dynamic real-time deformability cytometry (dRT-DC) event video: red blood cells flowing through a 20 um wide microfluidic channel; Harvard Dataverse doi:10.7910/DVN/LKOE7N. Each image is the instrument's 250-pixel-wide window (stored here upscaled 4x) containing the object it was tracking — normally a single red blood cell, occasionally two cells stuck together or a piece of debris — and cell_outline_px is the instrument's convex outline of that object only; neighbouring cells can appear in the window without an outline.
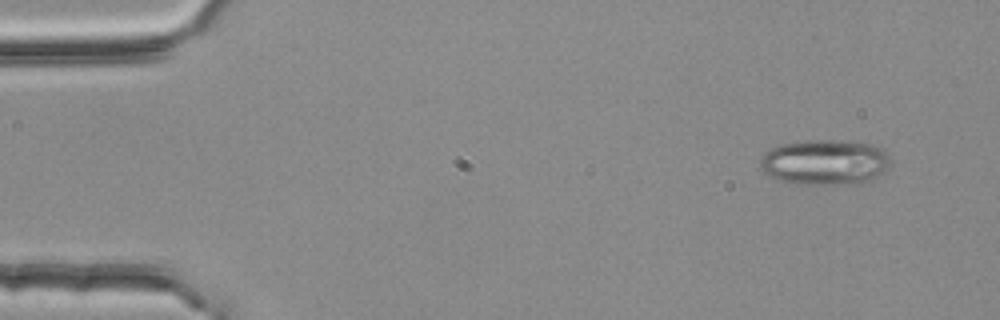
{"species": "common noctule bat (a hibernating species)", "species_latin": "Nyctalus noctula", "temperature_condition": "room temperature", "stored_images_in_passage": 5, "segment_of_instrument_passage": [1, 2], "camera_frame_rate_fps": 3000, "um_per_image_px": 0.085, "animal": {"sex": "female", "body_mass_g": 25.1}, "frame": {"image": 1, "passage_image": 1, "time_ms": 0.0, "image_size_px": [1000, 320], "cell_outline_px": [[888, 164], [872, 180], [848, 184], [796, 184], [780, 180], [764, 172], [760, 168], [760, 156], [764, 152], [780, 144], [804, 140], [828, 140], [872, 144], [880, 148], [888, 156]], "centroid_in_image_um": [70.03, 13.78], "position_along_channel_um": 15.0, "area_um2": 34.04}}